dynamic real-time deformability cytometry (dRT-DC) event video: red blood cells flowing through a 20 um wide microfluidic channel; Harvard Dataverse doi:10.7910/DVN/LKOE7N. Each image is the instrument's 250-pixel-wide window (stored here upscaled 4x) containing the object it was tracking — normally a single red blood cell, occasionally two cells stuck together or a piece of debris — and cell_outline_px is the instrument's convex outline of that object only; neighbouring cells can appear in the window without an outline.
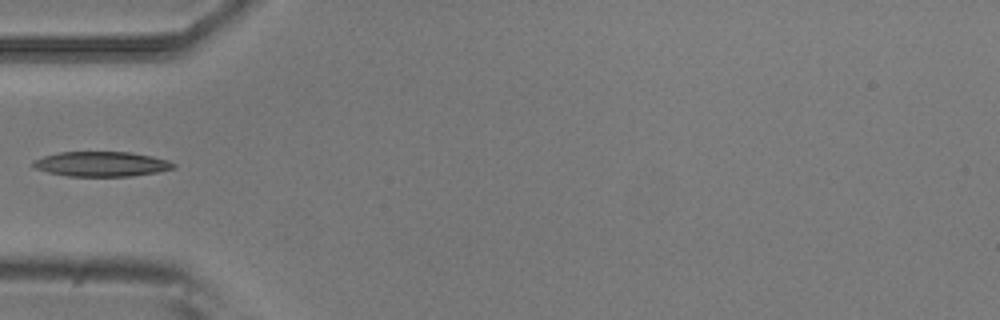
{"species": "common noctule bat (a hibernating species)", "species_latin": "Nyctalus noctula", "temperature_condition": "room temperature", "stored_images_in_passage": 4, "camera_frame_rate_fps": 3000, "um_per_image_px": 0.085, "animal": {"sex": "male", "body_mass_g": 20.5, "forearm_length_mm": 52.5}, "frame": {"image": 1, "passage_image": 4, "time_ms": 1.0, "image_size_px": [1000, 320], "cell_outline_px": [[176, 168], [156, 172], [132, 176], [68, 176], [48, 172], [36, 168], [32, 164], [32, 160], [44, 156], [60, 152], [132, 152], [152, 156], [168, 160], [176, 164]], "centroid_in_image_um": [8.65, 13.94], "position_along_channel_um": 76.4, "area_um2": 20.35}}